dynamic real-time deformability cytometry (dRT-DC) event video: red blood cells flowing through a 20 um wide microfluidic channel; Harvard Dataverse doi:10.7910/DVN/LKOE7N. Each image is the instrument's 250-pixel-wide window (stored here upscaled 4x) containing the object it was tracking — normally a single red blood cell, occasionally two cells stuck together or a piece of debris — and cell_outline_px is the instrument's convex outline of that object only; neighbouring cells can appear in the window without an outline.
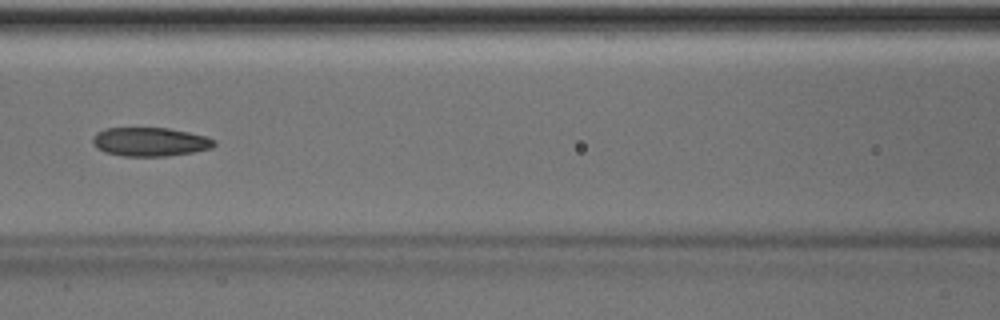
{"species": "Egyptian fruit bat (a non-hibernating species)", "species_latin": "Rousettus aegyptiacus", "temperature_condition": "room temperature", "stored_images_in_passage": 51, "camera_frame_rate_fps": 3000, "um_per_image_px": 0.085, "animal": {"sex": "male"}, "frame": {"image": 1, "passage_image": 23, "time_ms": 7.333, "image_size_px": [1000, 320], "cell_outline_px": [[216, 144], [212, 148], [192, 152], [168, 156], [124, 156], [104, 152], [96, 148], [92, 140], [92, 136], [96, 132], [104, 128], [168, 128], [208, 136], [216, 140]], "centroid_in_image_um": [12.75, 12.05], "position_along_channel_um": 153.8, "area_um2": 20.58}}
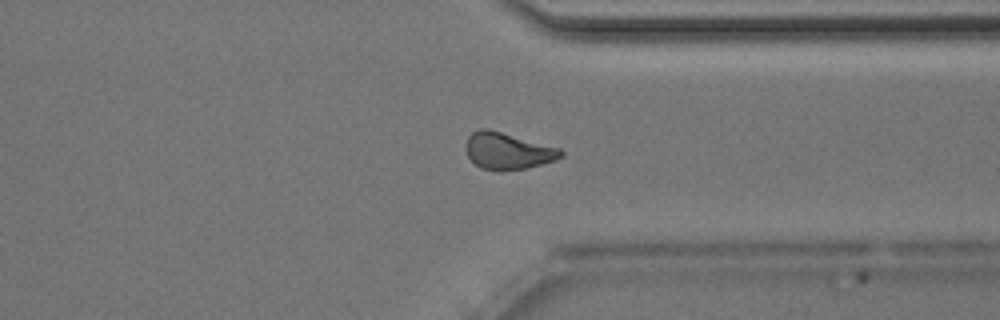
{"frame": {"image": 2, "passage_image": 39, "time_ms": 12.667, "image_size_px": [1000, 320], "cell_outline_px": [[564, 156], [556, 160], [524, 168], [504, 172], [496, 172], [480, 168], [468, 156], [464, 148], [464, 144], [468, 136], [472, 132], [480, 128], [488, 128], [560, 148], [564, 152]], "centroid_in_image_um": [43.13, 12.84], "position_along_channel_um": 368.3, "area_um2": 20.69}}
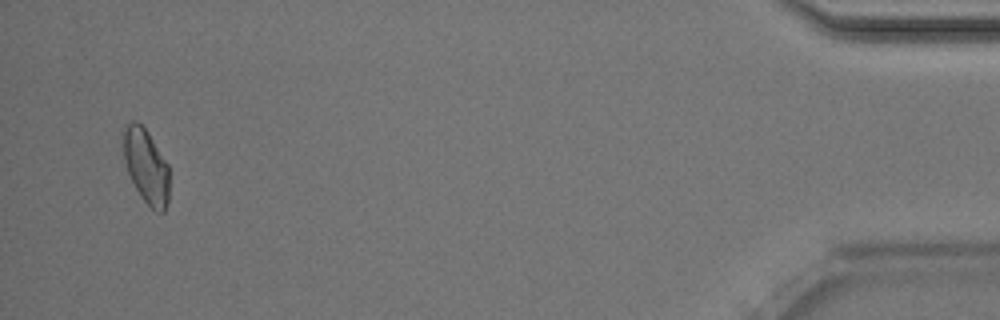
{"frame": {"image": 3, "passage_image": 49, "time_ms": 16.0, "image_size_px": [1000, 320], "cell_outline_px": [[168, 200], [164, 212], [156, 212], [144, 200], [136, 188], [128, 172], [124, 156], [120, 132], [132, 120], [136, 120], [148, 132], [168, 164]], "centroid_in_image_um": [12.39, 14.07], "position_along_channel_um": 422.8, "area_um2": 19.88}, "authors_computed_cell_mechanics": {"area_um2": 20.5768, "velocity_mm_per_s": 4.026, "shape_relaxation_time_tau1_ms": null, "shape_relaxation_time_tau2_ms": 4.4413, "deformation_change_tau1": null, "deformation_change_tau2": 0.0942}}